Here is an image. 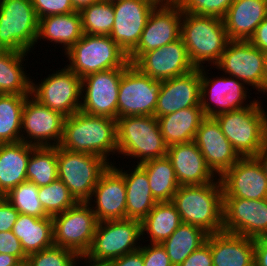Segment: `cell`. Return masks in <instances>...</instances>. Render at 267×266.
I'll return each instance as SVG.
<instances>
[{
  "instance_id": "cell-1",
  "label": "cell",
  "mask_w": 267,
  "mask_h": 266,
  "mask_svg": "<svg viewBox=\"0 0 267 266\" xmlns=\"http://www.w3.org/2000/svg\"><path fill=\"white\" fill-rule=\"evenodd\" d=\"M72 152H85L104 158L117 154L116 119L89 115L81 110L64 121L59 145Z\"/></svg>"
},
{
  "instance_id": "cell-2",
  "label": "cell",
  "mask_w": 267,
  "mask_h": 266,
  "mask_svg": "<svg viewBox=\"0 0 267 266\" xmlns=\"http://www.w3.org/2000/svg\"><path fill=\"white\" fill-rule=\"evenodd\" d=\"M171 202L182 223L198 226L208 234L223 231V189L218 177L208 184L179 186Z\"/></svg>"
},
{
  "instance_id": "cell-3",
  "label": "cell",
  "mask_w": 267,
  "mask_h": 266,
  "mask_svg": "<svg viewBox=\"0 0 267 266\" xmlns=\"http://www.w3.org/2000/svg\"><path fill=\"white\" fill-rule=\"evenodd\" d=\"M180 38L195 68H207V63L215 66L230 41L223 19L186 12L182 16Z\"/></svg>"
},
{
  "instance_id": "cell-4",
  "label": "cell",
  "mask_w": 267,
  "mask_h": 266,
  "mask_svg": "<svg viewBox=\"0 0 267 266\" xmlns=\"http://www.w3.org/2000/svg\"><path fill=\"white\" fill-rule=\"evenodd\" d=\"M262 104L254 98L250 106L214 117L240 157H254L267 140V111Z\"/></svg>"
},
{
  "instance_id": "cell-5",
  "label": "cell",
  "mask_w": 267,
  "mask_h": 266,
  "mask_svg": "<svg viewBox=\"0 0 267 266\" xmlns=\"http://www.w3.org/2000/svg\"><path fill=\"white\" fill-rule=\"evenodd\" d=\"M117 154L137 158V165L167 154L155 116H127L116 119ZM139 158V159H138Z\"/></svg>"
},
{
  "instance_id": "cell-6",
  "label": "cell",
  "mask_w": 267,
  "mask_h": 266,
  "mask_svg": "<svg viewBox=\"0 0 267 266\" xmlns=\"http://www.w3.org/2000/svg\"><path fill=\"white\" fill-rule=\"evenodd\" d=\"M64 55L68 58L67 67L80 78L95 72L123 68L129 62L125 51L107 35L84 33Z\"/></svg>"
},
{
  "instance_id": "cell-7",
  "label": "cell",
  "mask_w": 267,
  "mask_h": 266,
  "mask_svg": "<svg viewBox=\"0 0 267 266\" xmlns=\"http://www.w3.org/2000/svg\"><path fill=\"white\" fill-rule=\"evenodd\" d=\"M112 162L85 152H72L57 146L58 178L78 202H89L102 173Z\"/></svg>"
},
{
  "instance_id": "cell-8",
  "label": "cell",
  "mask_w": 267,
  "mask_h": 266,
  "mask_svg": "<svg viewBox=\"0 0 267 266\" xmlns=\"http://www.w3.org/2000/svg\"><path fill=\"white\" fill-rule=\"evenodd\" d=\"M38 24L31 0H0V50L32 52Z\"/></svg>"
},
{
  "instance_id": "cell-9",
  "label": "cell",
  "mask_w": 267,
  "mask_h": 266,
  "mask_svg": "<svg viewBox=\"0 0 267 266\" xmlns=\"http://www.w3.org/2000/svg\"><path fill=\"white\" fill-rule=\"evenodd\" d=\"M53 243L85 255L93 242L98 220L88 202H78L63 213L52 216Z\"/></svg>"
},
{
  "instance_id": "cell-10",
  "label": "cell",
  "mask_w": 267,
  "mask_h": 266,
  "mask_svg": "<svg viewBox=\"0 0 267 266\" xmlns=\"http://www.w3.org/2000/svg\"><path fill=\"white\" fill-rule=\"evenodd\" d=\"M140 238L141 221L139 220L98 222L92 245L85 255L96 261H110L139 250Z\"/></svg>"
},
{
  "instance_id": "cell-11",
  "label": "cell",
  "mask_w": 267,
  "mask_h": 266,
  "mask_svg": "<svg viewBox=\"0 0 267 266\" xmlns=\"http://www.w3.org/2000/svg\"><path fill=\"white\" fill-rule=\"evenodd\" d=\"M82 78L67 66L35 84L31 80V96L65 117L78 112L81 106Z\"/></svg>"
},
{
  "instance_id": "cell-12",
  "label": "cell",
  "mask_w": 267,
  "mask_h": 266,
  "mask_svg": "<svg viewBox=\"0 0 267 266\" xmlns=\"http://www.w3.org/2000/svg\"><path fill=\"white\" fill-rule=\"evenodd\" d=\"M162 83V80H154L130 64L120 80L117 118L154 116Z\"/></svg>"
},
{
  "instance_id": "cell-13",
  "label": "cell",
  "mask_w": 267,
  "mask_h": 266,
  "mask_svg": "<svg viewBox=\"0 0 267 266\" xmlns=\"http://www.w3.org/2000/svg\"><path fill=\"white\" fill-rule=\"evenodd\" d=\"M123 68L88 74L82 78L80 110L86 114L117 119L119 85Z\"/></svg>"
},
{
  "instance_id": "cell-14",
  "label": "cell",
  "mask_w": 267,
  "mask_h": 266,
  "mask_svg": "<svg viewBox=\"0 0 267 266\" xmlns=\"http://www.w3.org/2000/svg\"><path fill=\"white\" fill-rule=\"evenodd\" d=\"M208 71L210 70L204 67L200 68V106L205 117H215L224 112L239 110L254 102L253 99L249 101L250 103L246 101L249 97L247 95L249 89L243 82L228 75L216 76V78L214 75L212 79L207 75L210 74Z\"/></svg>"
},
{
  "instance_id": "cell-15",
  "label": "cell",
  "mask_w": 267,
  "mask_h": 266,
  "mask_svg": "<svg viewBox=\"0 0 267 266\" xmlns=\"http://www.w3.org/2000/svg\"><path fill=\"white\" fill-rule=\"evenodd\" d=\"M215 66L264 94V52L248 40H230Z\"/></svg>"
},
{
  "instance_id": "cell-16",
  "label": "cell",
  "mask_w": 267,
  "mask_h": 266,
  "mask_svg": "<svg viewBox=\"0 0 267 266\" xmlns=\"http://www.w3.org/2000/svg\"><path fill=\"white\" fill-rule=\"evenodd\" d=\"M65 118L29 95L22 112L21 141L35 147L59 146Z\"/></svg>"
},
{
  "instance_id": "cell-17",
  "label": "cell",
  "mask_w": 267,
  "mask_h": 266,
  "mask_svg": "<svg viewBox=\"0 0 267 266\" xmlns=\"http://www.w3.org/2000/svg\"><path fill=\"white\" fill-rule=\"evenodd\" d=\"M183 12L178 3L158 4L151 11L137 46L128 54L133 64L143 53L180 38Z\"/></svg>"
},
{
  "instance_id": "cell-18",
  "label": "cell",
  "mask_w": 267,
  "mask_h": 266,
  "mask_svg": "<svg viewBox=\"0 0 267 266\" xmlns=\"http://www.w3.org/2000/svg\"><path fill=\"white\" fill-rule=\"evenodd\" d=\"M223 232L249 238L267 236V198H223Z\"/></svg>"
},
{
  "instance_id": "cell-19",
  "label": "cell",
  "mask_w": 267,
  "mask_h": 266,
  "mask_svg": "<svg viewBox=\"0 0 267 266\" xmlns=\"http://www.w3.org/2000/svg\"><path fill=\"white\" fill-rule=\"evenodd\" d=\"M133 65L154 80H168L196 69L181 38L143 53Z\"/></svg>"
},
{
  "instance_id": "cell-20",
  "label": "cell",
  "mask_w": 267,
  "mask_h": 266,
  "mask_svg": "<svg viewBox=\"0 0 267 266\" xmlns=\"http://www.w3.org/2000/svg\"><path fill=\"white\" fill-rule=\"evenodd\" d=\"M223 198H267V177L255 157H241L219 177Z\"/></svg>"
},
{
  "instance_id": "cell-21",
  "label": "cell",
  "mask_w": 267,
  "mask_h": 266,
  "mask_svg": "<svg viewBox=\"0 0 267 266\" xmlns=\"http://www.w3.org/2000/svg\"><path fill=\"white\" fill-rule=\"evenodd\" d=\"M156 5L152 0H121L113 3L115 21L109 36L127 55L137 46Z\"/></svg>"
},
{
  "instance_id": "cell-22",
  "label": "cell",
  "mask_w": 267,
  "mask_h": 266,
  "mask_svg": "<svg viewBox=\"0 0 267 266\" xmlns=\"http://www.w3.org/2000/svg\"><path fill=\"white\" fill-rule=\"evenodd\" d=\"M114 165L115 163L113 162L102 173L88 202L98 222L126 219V186L124 176ZM92 200H94L93 205Z\"/></svg>"
},
{
  "instance_id": "cell-23",
  "label": "cell",
  "mask_w": 267,
  "mask_h": 266,
  "mask_svg": "<svg viewBox=\"0 0 267 266\" xmlns=\"http://www.w3.org/2000/svg\"><path fill=\"white\" fill-rule=\"evenodd\" d=\"M194 142L202 153L206 165L220 177L241 157L222 133L214 117H205L196 132Z\"/></svg>"
},
{
  "instance_id": "cell-24",
  "label": "cell",
  "mask_w": 267,
  "mask_h": 266,
  "mask_svg": "<svg viewBox=\"0 0 267 266\" xmlns=\"http://www.w3.org/2000/svg\"><path fill=\"white\" fill-rule=\"evenodd\" d=\"M200 68L164 80L158 95L154 116H165L188 107H201Z\"/></svg>"
},
{
  "instance_id": "cell-25",
  "label": "cell",
  "mask_w": 267,
  "mask_h": 266,
  "mask_svg": "<svg viewBox=\"0 0 267 266\" xmlns=\"http://www.w3.org/2000/svg\"><path fill=\"white\" fill-rule=\"evenodd\" d=\"M166 156L171 161L180 186L208 184L217 177L206 165L194 141L168 146Z\"/></svg>"
},
{
  "instance_id": "cell-26",
  "label": "cell",
  "mask_w": 267,
  "mask_h": 266,
  "mask_svg": "<svg viewBox=\"0 0 267 266\" xmlns=\"http://www.w3.org/2000/svg\"><path fill=\"white\" fill-rule=\"evenodd\" d=\"M213 266H254V239L219 232L208 234Z\"/></svg>"
},
{
  "instance_id": "cell-27",
  "label": "cell",
  "mask_w": 267,
  "mask_h": 266,
  "mask_svg": "<svg viewBox=\"0 0 267 266\" xmlns=\"http://www.w3.org/2000/svg\"><path fill=\"white\" fill-rule=\"evenodd\" d=\"M267 17V0H235L223 17L229 40H249Z\"/></svg>"
},
{
  "instance_id": "cell-28",
  "label": "cell",
  "mask_w": 267,
  "mask_h": 266,
  "mask_svg": "<svg viewBox=\"0 0 267 266\" xmlns=\"http://www.w3.org/2000/svg\"><path fill=\"white\" fill-rule=\"evenodd\" d=\"M123 176L126 186V219L142 221L154 208V199L147 173L139 166L131 171L116 168Z\"/></svg>"
},
{
  "instance_id": "cell-29",
  "label": "cell",
  "mask_w": 267,
  "mask_h": 266,
  "mask_svg": "<svg viewBox=\"0 0 267 266\" xmlns=\"http://www.w3.org/2000/svg\"><path fill=\"white\" fill-rule=\"evenodd\" d=\"M31 145L23 141L0 144V194L5 196L27 180L26 170Z\"/></svg>"
},
{
  "instance_id": "cell-30",
  "label": "cell",
  "mask_w": 267,
  "mask_h": 266,
  "mask_svg": "<svg viewBox=\"0 0 267 266\" xmlns=\"http://www.w3.org/2000/svg\"><path fill=\"white\" fill-rule=\"evenodd\" d=\"M81 15L74 11L69 14L46 16L39 19L38 40H49L57 45L63 44L62 48L66 53L83 36Z\"/></svg>"
},
{
  "instance_id": "cell-31",
  "label": "cell",
  "mask_w": 267,
  "mask_h": 266,
  "mask_svg": "<svg viewBox=\"0 0 267 266\" xmlns=\"http://www.w3.org/2000/svg\"><path fill=\"white\" fill-rule=\"evenodd\" d=\"M205 118L201 107H188L158 117L161 134L167 146L194 141L200 123Z\"/></svg>"
},
{
  "instance_id": "cell-32",
  "label": "cell",
  "mask_w": 267,
  "mask_h": 266,
  "mask_svg": "<svg viewBox=\"0 0 267 266\" xmlns=\"http://www.w3.org/2000/svg\"><path fill=\"white\" fill-rule=\"evenodd\" d=\"M12 231L20 240L27 256L54 245L51 216L37 218L19 213Z\"/></svg>"
},
{
  "instance_id": "cell-33",
  "label": "cell",
  "mask_w": 267,
  "mask_h": 266,
  "mask_svg": "<svg viewBox=\"0 0 267 266\" xmlns=\"http://www.w3.org/2000/svg\"><path fill=\"white\" fill-rule=\"evenodd\" d=\"M181 223L180 214L171 201L157 202L141 221V239L145 240L147 233L146 239L149 238L151 244H161Z\"/></svg>"
},
{
  "instance_id": "cell-34",
  "label": "cell",
  "mask_w": 267,
  "mask_h": 266,
  "mask_svg": "<svg viewBox=\"0 0 267 266\" xmlns=\"http://www.w3.org/2000/svg\"><path fill=\"white\" fill-rule=\"evenodd\" d=\"M27 54L0 50V94L31 95L32 79L23 67Z\"/></svg>"
},
{
  "instance_id": "cell-35",
  "label": "cell",
  "mask_w": 267,
  "mask_h": 266,
  "mask_svg": "<svg viewBox=\"0 0 267 266\" xmlns=\"http://www.w3.org/2000/svg\"><path fill=\"white\" fill-rule=\"evenodd\" d=\"M139 166L147 173L154 199L157 202L171 201L180 185L167 156L148 160Z\"/></svg>"
},
{
  "instance_id": "cell-36",
  "label": "cell",
  "mask_w": 267,
  "mask_h": 266,
  "mask_svg": "<svg viewBox=\"0 0 267 266\" xmlns=\"http://www.w3.org/2000/svg\"><path fill=\"white\" fill-rule=\"evenodd\" d=\"M208 233L202 228L181 223L162 244L173 266H179L194 250L206 242Z\"/></svg>"
},
{
  "instance_id": "cell-37",
  "label": "cell",
  "mask_w": 267,
  "mask_h": 266,
  "mask_svg": "<svg viewBox=\"0 0 267 266\" xmlns=\"http://www.w3.org/2000/svg\"><path fill=\"white\" fill-rule=\"evenodd\" d=\"M28 96L0 94V144L21 141L22 112Z\"/></svg>"
},
{
  "instance_id": "cell-38",
  "label": "cell",
  "mask_w": 267,
  "mask_h": 266,
  "mask_svg": "<svg viewBox=\"0 0 267 266\" xmlns=\"http://www.w3.org/2000/svg\"><path fill=\"white\" fill-rule=\"evenodd\" d=\"M27 181L38 187L46 186L58 179L57 147H35L27 164Z\"/></svg>"
},
{
  "instance_id": "cell-39",
  "label": "cell",
  "mask_w": 267,
  "mask_h": 266,
  "mask_svg": "<svg viewBox=\"0 0 267 266\" xmlns=\"http://www.w3.org/2000/svg\"><path fill=\"white\" fill-rule=\"evenodd\" d=\"M83 33L109 36L115 21L113 3L98 1L80 12Z\"/></svg>"
},
{
  "instance_id": "cell-40",
  "label": "cell",
  "mask_w": 267,
  "mask_h": 266,
  "mask_svg": "<svg viewBox=\"0 0 267 266\" xmlns=\"http://www.w3.org/2000/svg\"><path fill=\"white\" fill-rule=\"evenodd\" d=\"M39 187L24 181L9 191L4 197L19 213L37 218L48 217L39 200Z\"/></svg>"
},
{
  "instance_id": "cell-41",
  "label": "cell",
  "mask_w": 267,
  "mask_h": 266,
  "mask_svg": "<svg viewBox=\"0 0 267 266\" xmlns=\"http://www.w3.org/2000/svg\"><path fill=\"white\" fill-rule=\"evenodd\" d=\"M38 195L44 211L51 217L63 213L77 203L59 178L39 187Z\"/></svg>"
},
{
  "instance_id": "cell-42",
  "label": "cell",
  "mask_w": 267,
  "mask_h": 266,
  "mask_svg": "<svg viewBox=\"0 0 267 266\" xmlns=\"http://www.w3.org/2000/svg\"><path fill=\"white\" fill-rule=\"evenodd\" d=\"M78 255L67 248L53 245L27 256L31 266H74Z\"/></svg>"
},
{
  "instance_id": "cell-43",
  "label": "cell",
  "mask_w": 267,
  "mask_h": 266,
  "mask_svg": "<svg viewBox=\"0 0 267 266\" xmlns=\"http://www.w3.org/2000/svg\"><path fill=\"white\" fill-rule=\"evenodd\" d=\"M235 0H179L182 12L223 19Z\"/></svg>"
},
{
  "instance_id": "cell-44",
  "label": "cell",
  "mask_w": 267,
  "mask_h": 266,
  "mask_svg": "<svg viewBox=\"0 0 267 266\" xmlns=\"http://www.w3.org/2000/svg\"><path fill=\"white\" fill-rule=\"evenodd\" d=\"M38 19L74 12L72 0H31Z\"/></svg>"
},
{
  "instance_id": "cell-45",
  "label": "cell",
  "mask_w": 267,
  "mask_h": 266,
  "mask_svg": "<svg viewBox=\"0 0 267 266\" xmlns=\"http://www.w3.org/2000/svg\"><path fill=\"white\" fill-rule=\"evenodd\" d=\"M139 250L142 252L144 266H173L167 255L166 249L162 244H147L141 246Z\"/></svg>"
},
{
  "instance_id": "cell-46",
  "label": "cell",
  "mask_w": 267,
  "mask_h": 266,
  "mask_svg": "<svg viewBox=\"0 0 267 266\" xmlns=\"http://www.w3.org/2000/svg\"><path fill=\"white\" fill-rule=\"evenodd\" d=\"M0 253L14 255L21 262L27 261L20 240L12 230L0 232Z\"/></svg>"
},
{
  "instance_id": "cell-47",
  "label": "cell",
  "mask_w": 267,
  "mask_h": 266,
  "mask_svg": "<svg viewBox=\"0 0 267 266\" xmlns=\"http://www.w3.org/2000/svg\"><path fill=\"white\" fill-rule=\"evenodd\" d=\"M179 266H213L210 245L205 242L194 250Z\"/></svg>"
},
{
  "instance_id": "cell-48",
  "label": "cell",
  "mask_w": 267,
  "mask_h": 266,
  "mask_svg": "<svg viewBox=\"0 0 267 266\" xmlns=\"http://www.w3.org/2000/svg\"><path fill=\"white\" fill-rule=\"evenodd\" d=\"M19 212L4 197L0 200V232L12 230Z\"/></svg>"
},
{
  "instance_id": "cell-49",
  "label": "cell",
  "mask_w": 267,
  "mask_h": 266,
  "mask_svg": "<svg viewBox=\"0 0 267 266\" xmlns=\"http://www.w3.org/2000/svg\"><path fill=\"white\" fill-rule=\"evenodd\" d=\"M248 41L264 53L267 52V17L257 26Z\"/></svg>"
},
{
  "instance_id": "cell-50",
  "label": "cell",
  "mask_w": 267,
  "mask_h": 266,
  "mask_svg": "<svg viewBox=\"0 0 267 266\" xmlns=\"http://www.w3.org/2000/svg\"><path fill=\"white\" fill-rule=\"evenodd\" d=\"M109 262L110 266H144L143 255L140 250L112 259Z\"/></svg>"
},
{
  "instance_id": "cell-51",
  "label": "cell",
  "mask_w": 267,
  "mask_h": 266,
  "mask_svg": "<svg viewBox=\"0 0 267 266\" xmlns=\"http://www.w3.org/2000/svg\"><path fill=\"white\" fill-rule=\"evenodd\" d=\"M254 266H267V237L254 239Z\"/></svg>"
},
{
  "instance_id": "cell-52",
  "label": "cell",
  "mask_w": 267,
  "mask_h": 266,
  "mask_svg": "<svg viewBox=\"0 0 267 266\" xmlns=\"http://www.w3.org/2000/svg\"><path fill=\"white\" fill-rule=\"evenodd\" d=\"M80 259L84 260V264L86 263V266H110L109 261H96V260L90 259L86 255H78L74 266H79L78 264H80L81 262Z\"/></svg>"
},
{
  "instance_id": "cell-53",
  "label": "cell",
  "mask_w": 267,
  "mask_h": 266,
  "mask_svg": "<svg viewBox=\"0 0 267 266\" xmlns=\"http://www.w3.org/2000/svg\"><path fill=\"white\" fill-rule=\"evenodd\" d=\"M254 157L261 164V167L267 177V140L262 149Z\"/></svg>"
},
{
  "instance_id": "cell-54",
  "label": "cell",
  "mask_w": 267,
  "mask_h": 266,
  "mask_svg": "<svg viewBox=\"0 0 267 266\" xmlns=\"http://www.w3.org/2000/svg\"><path fill=\"white\" fill-rule=\"evenodd\" d=\"M20 262L14 255L0 253V266H17Z\"/></svg>"
},
{
  "instance_id": "cell-55",
  "label": "cell",
  "mask_w": 267,
  "mask_h": 266,
  "mask_svg": "<svg viewBox=\"0 0 267 266\" xmlns=\"http://www.w3.org/2000/svg\"><path fill=\"white\" fill-rule=\"evenodd\" d=\"M98 1L100 0H72V5L75 11L80 12L82 9L90 6L91 4H95Z\"/></svg>"
},
{
  "instance_id": "cell-56",
  "label": "cell",
  "mask_w": 267,
  "mask_h": 266,
  "mask_svg": "<svg viewBox=\"0 0 267 266\" xmlns=\"http://www.w3.org/2000/svg\"><path fill=\"white\" fill-rule=\"evenodd\" d=\"M267 93V52L264 53V94Z\"/></svg>"
},
{
  "instance_id": "cell-57",
  "label": "cell",
  "mask_w": 267,
  "mask_h": 266,
  "mask_svg": "<svg viewBox=\"0 0 267 266\" xmlns=\"http://www.w3.org/2000/svg\"><path fill=\"white\" fill-rule=\"evenodd\" d=\"M152 1H154L158 5V4H175L178 3L179 0H152Z\"/></svg>"
},
{
  "instance_id": "cell-58",
  "label": "cell",
  "mask_w": 267,
  "mask_h": 266,
  "mask_svg": "<svg viewBox=\"0 0 267 266\" xmlns=\"http://www.w3.org/2000/svg\"><path fill=\"white\" fill-rule=\"evenodd\" d=\"M17 266H31L27 261L20 262Z\"/></svg>"
},
{
  "instance_id": "cell-59",
  "label": "cell",
  "mask_w": 267,
  "mask_h": 266,
  "mask_svg": "<svg viewBox=\"0 0 267 266\" xmlns=\"http://www.w3.org/2000/svg\"><path fill=\"white\" fill-rule=\"evenodd\" d=\"M101 1H106V2H108V3H114V2H116V1H121V0H101Z\"/></svg>"
}]
</instances>
